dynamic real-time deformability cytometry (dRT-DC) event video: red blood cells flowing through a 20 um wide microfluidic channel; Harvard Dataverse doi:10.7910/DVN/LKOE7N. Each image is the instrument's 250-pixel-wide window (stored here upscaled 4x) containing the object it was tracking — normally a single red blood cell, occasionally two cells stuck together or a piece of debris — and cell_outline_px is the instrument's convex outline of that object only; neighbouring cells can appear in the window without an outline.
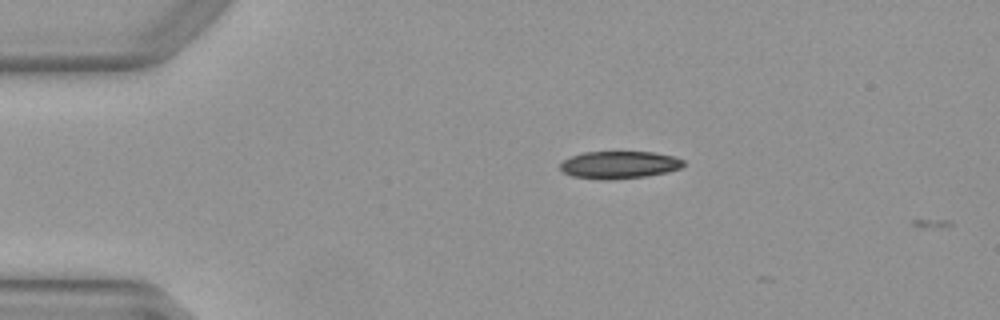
{"species": "Egyptian fruit bat (a non-hibernating species)", "species_latin": "Rousettus aegyptiacus", "temperature_condition": "warm", "stored_images_in_passage": 2, "camera_frame_rate_fps": 3000, "um_per_image_px": 0.085, "animal": {"sex": "female"}, "frame": {"image": 1, "passage_image": 1, "time_ms": 0.0, "image_size_px": [1000, 320], "cell_outline_px": [[684, 164], [680, 168], [668, 172], [648, 176], [612, 180], [600, 180], [572, 176], [564, 172], [560, 168], [560, 164], [564, 160], [572, 156], [584, 152], [656, 152], [676, 156], [684, 160]], "centroid_in_image_um": [52.67, 14.02], "position_along_channel_um": 32.3, "area_um2": 19.94}}